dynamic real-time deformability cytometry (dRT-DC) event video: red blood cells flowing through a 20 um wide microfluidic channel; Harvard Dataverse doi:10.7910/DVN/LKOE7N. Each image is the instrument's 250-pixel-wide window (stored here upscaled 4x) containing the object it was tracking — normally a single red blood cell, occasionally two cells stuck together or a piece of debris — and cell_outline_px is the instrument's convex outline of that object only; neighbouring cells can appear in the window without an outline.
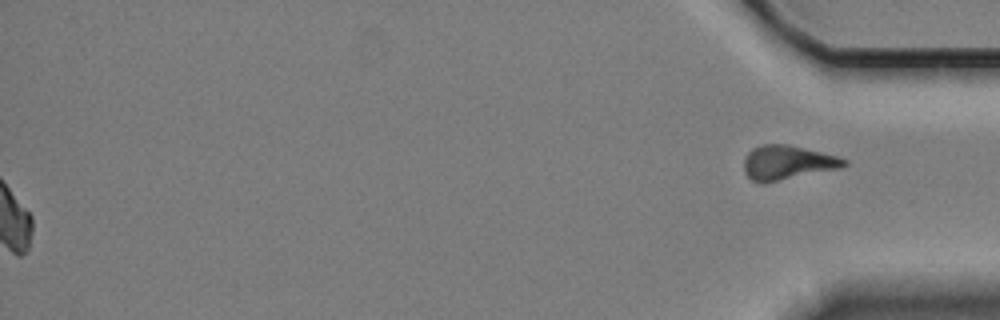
{"species": "Egyptian fruit bat (a non-hibernating species)", "species_latin": "Rousettus aegyptiacus", "temperature_condition": "cold", "stored_images_in_passage": 56, "segment_of_instrument_passage": [2, 2], "camera_frame_rate_fps": 3000, "um_per_image_px": 0.085, "animal": {"sex": "female"}, "frame": {"image": 1, "passage_image": 56, "time_ms": 18.333, "image_size_px": [1000, 320], "cell_outline_px": [[848, 164], [840, 168], [764, 184], [752, 180], [744, 172], [744, 160], [748, 152], [752, 148], [760, 144], [788, 144], [836, 156], [848, 160]], "centroid_in_image_um": [66.9, 13.82], "position_along_channel_um": 368.3, "area_um2": 20.06}}